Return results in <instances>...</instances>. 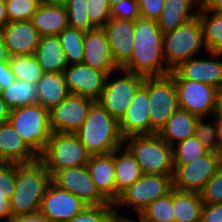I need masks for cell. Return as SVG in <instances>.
<instances>
[{
  "mask_svg": "<svg viewBox=\"0 0 222 222\" xmlns=\"http://www.w3.org/2000/svg\"><path fill=\"white\" fill-rule=\"evenodd\" d=\"M162 37L155 20L135 19L132 57L122 69L144 77L168 75L171 70L163 54Z\"/></svg>",
  "mask_w": 222,
  "mask_h": 222,
  "instance_id": "obj_1",
  "label": "cell"
},
{
  "mask_svg": "<svg viewBox=\"0 0 222 222\" xmlns=\"http://www.w3.org/2000/svg\"><path fill=\"white\" fill-rule=\"evenodd\" d=\"M51 182L50 173L39 160L15 163V190L9 202L11 216L40 212L42 198Z\"/></svg>",
  "mask_w": 222,
  "mask_h": 222,
  "instance_id": "obj_2",
  "label": "cell"
},
{
  "mask_svg": "<svg viewBox=\"0 0 222 222\" xmlns=\"http://www.w3.org/2000/svg\"><path fill=\"white\" fill-rule=\"evenodd\" d=\"M74 134L91 156L112 153L124 145L119 121L98 101L92 104L83 125Z\"/></svg>",
  "mask_w": 222,
  "mask_h": 222,
  "instance_id": "obj_3",
  "label": "cell"
},
{
  "mask_svg": "<svg viewBox=\"0 0 222 222\" xmlns=\"http://www.w3.org/2000/svg\"><path fill=\"white\" fill-rule=\"evenodd\" d=\"M124 146L133 154L143 174L174 175L173 147L158 133L129 136L124 139Z\"/></svg>",
  "mask_w": 222,
  "mask_h": 222,
  "instance_id": "obj_4",
  "label": "cell"
},
{
  "mask_svg": "<svg viewBox=\"0 0 222 222\" xmlns=\"http://www.w3.org/2000/svg\"><path fill=\"white\" fill-rule=\"evenodd\" d=\"M90 156L74 133L52 132L38 160L53 177L60 170L87 165Z\"/></svg>",
  "mask_w": 222,
  "mask_h": 222,
  "instance_id": "obj_5",
  "label": "cell"
},
{
  "mask_svg": "<svg viewBox=\"0 0 222 222\" xmlns=\"http://www.w3.org/2000/svg\"><path fill=\"white\" fill-rule=\"evenodd\" d=\"M162 46L166 64L171 71L182 62L196 57L201 49L206 51L198 15L175 30L164 33Z\"/></svg>",
  "mask_w": 222,
  "mask_h": 222,
  "instance_id": "obj_6",
  "label": "cell"
},
{
  "mask_svg": "<svg viewBox=\"0 0 222 222\" xmlns=\"http://www.w3.org/2000/svg\"><path fill=\"white\" fill-rule=\"evenodd\" d=\"M8 120L27 145L39 155L52 134L49 111L36 103L12 109Z\"/></svg>",
  "mask_w": 222,
  "mask_h": 222,
  "instance_id": "obj_7",
  "label": "cell"
},
{
  "mask_svg": "<svg viewBox=\"0 0 222 222\" xmlns=\"http://www.w3.org/2000/svg\"><path fill=\"white\" fill-rule=\"evenodd\" d=\"M173 176L143 174L133 185L123 191L114 202L118 219H129L120 215L119 208L128 207L139 214L152 202L173 189ZM130 206V207H129Z\"/></svg>",
  "mask_w": 222,
  "mask_h": 222,
  "instance_id": "obj_8",
  "label": "cell"
},
{
  "mask_svg": "<svg viewBox=\"0 0 222 222\" xmlns=\"http://www.w3.org/2000/svg\"><path fill=\"white\" fill-rule=\"evenodd\" d=\"M120 75L106 77L104 89L98 102L118 121L125 115L138 88L145 77L139 74L119 69ZM112 77V78H111ZM111 78V79H110Z\"/></svg>",
  "mask_w": 222,
  "mask_h": 222,
  "instance_id": "obj_9",
  "label": "cell"
},
{
  "mask_svg": "<svg viewBox=\"0 0 222 222\" xmlns=\"http://www.w3.org/2000/svg\"><path fill=\"white\" fill-rule=\"evenodd\" d=\"M147 91L151 134H153L158 133L170 116L179 108L177 89L173 77L168 74L147 77Z\"/></svg>",
  "mask_w": 222,
  "mask_h": 222,
  "instance_id": "obj_10",
  "label": "cell"
},
{
  "mask_svg": "<svg viewBox=\"0 0 222 222\" xmlns=\"http://www.w3.org/2000/svg\"><path fill=\"white\" fill-rule=\"evenodd\" d=\"M222 164V153L209 151L190 163H174L173 189L200 193Z\"/></svg>",
  "mask_w": 222,
  "mask_h": 222,
  "instance_id": "obj_11",
  "label": "cell"
},
{
  "mask_svg": "<svg viewBox=\"0 0 222 222\" xmlns=\"http://www.w3.org/2000/svg\"><path fill=\"white\" fill-rule=\"evenodd\" d=\"M178 97V107L199 118L215 113L216 89L214 86L186 79H173Z\"/></svg>",
  "mask_w": 222,
  "mask_h": 222,
  "instance_id": "obj_12",
  "label": "cell"
},
{
  "mask_svg": "<svg viewBox=\"0 0 222 222\" xmlns=\"http://www.w3.org/2000/svg\"><path fill=\"white\" fill-rule=\"evenodd\" d=\"M52 182L59 188L76 195L87 206L114 204L98 191L86 165L60 170L52 177Z\"/></svg>",
  "mask_w": 222,
  "mask_h": 222,
  "instance_id": "obj_13",
  "label": "cell"
},
{
  "mask_svg": "<svg viewBox=\"0 0 222 222\" xmlns=\"http://www.w3.org/2000/svg\"><path fill=\"white\" fill-rule=\"evenodd\" d=\"M95 101L70 93L58 106L49 111L52 132L75 133L86 120Z\"/></svg>",
  "mask_w": 222,
  "mask_h": 222,
  "instance_id": "obj_14",
  "label": "cell"
},
{
  "mask_svg": "<svg viewBox=\"0 0 222 222\" xmlns=\"http://www.w3.org/2000/svg\"><path fill=\"white\" fill-rule=\"evenodd\" d=\"M209 59L192 57L179 66H177L169 74L173 79H186L191 81L203 82L220 88L222 86V53L205 52Z\"/></svg>",
  "mask_w": 222,
  "mask_h": 222,
  "instance_id": "obj_15",
  "label": "cell"
},
{
  "mask_svg": "<svg viewBox=\"0 0 222 222\" xmlns=\"http://www.w3.org/2000/svg\"><path fill=\"white\" fill-rule=\"evenodd\" d=\"M86 206L76 195L51 182L42 198L40 213L49 222H67Z\"/></svg>",
  "mask_w": 222,
  "mask_h": 222,
  "instance_id": "obj_16",
  "label": "cell"
},
{
  "mask_svg": "<svg viewBox=\"0 0 222 222\" xmlns=\"http://www.w3.org/2000/svg\"><path fill=\"white\" fill-rule=\"evenodd\" d=\"M69 93L98 101L104 89L107 75L84 63L68 65L63 71Z\"/></svg>",
  "mask_w": 222,
  "mask_h": 222,
  "instance_id": "obj_17",
  "label": "cell"
},
{
  "mask_svg": "<svg viewBox=\"0 0 222 222\" xmlns=\"http://www.w3.org/2000/svg\"><path fill=\"white\" fill-rule=\"evenodd\" d=\"M107 35L114 64L123 68L131 59L134 46V21L110 18L102 27Z\"/></svg>",
  "mask_w": 222,
  "mask_h": 222,
  "instance_id": "obj_18",
  "label": "cell"
},
{
  "mask_svg": "<svg viewBox=\"0 0 222 222\" xmlns=\"http://www.w3.org/2000/svg\"><path fill=\"white\" fill-rule=\"evenodd\" d=\"M119 127L124 139L132 135L151 134L147 77L136 91L125 115L119 121Z\"/></svg>",
  "mask_w": 222,
  "mask_h": 222,
  "instance_id": "obj_19",
  "label": "cell"
},
{
  "mask_svg": "<svg viewBox=\"0 0 222 222\" xmlns=\"http://www.w3.org/2000/svg\"><path fill=\"white\" fill-rule=\"evenodd\" d=\"M83 63L106 75L119 72L113 62L107 35L102 27H96L85 32Z\"/></svg>",
  "mask_w": 222,
  "mask_h": 222,
  "instance_id": "obj_20",
  "label": "cell"
},
{
  "mask_svg": "<svg viewBox=\"0 0 222 222\" xmlns=\"http://www.w3.org/2000/svg\"><path fill=\"white\" fill-rule=\"evenodd\" d=\"M1 35L10 56L33 55L41 37L30 20L9 22Z\"/></svg>",
  "mask_w": 222,
  "mask_h": 222,
  "instance_id": "obj_21",
  "label": "cell"
},
{
  "mask_svg": "<svg viewBox=\"0 0 222 222\" xmlns=\"http://www.w3.org/2000/svg\"><path fill=\"white\" fill-rule=\"evenodd\" d=\"M36 160L38 155L27 145L10 121L0 124V161L21 164Z\"/></svg>",
  "mask_w": 222,
  "mask_h": 222,
  "instance_id": "obj_22",
  "label": "cell"
},
{
  "mask_svg": "<svg viewBox=\"0 0 222 222\" xmlns=\"http://www.w3.org/2000/svg\"><path fill=\"white\" fill-rule=\"evenodd\" d=\"M87 169L98 191L111 203L116 201L114 151L104 155H92Z\"/></svg>",
  "mask_w": 222,
  "mask_h": 222,
  "instance_id": "obj_23",
  "label": "cell"
},
{
  "mask_svg": "<svg viewBox=\"0 0 222 222\" xmlns=\"http://www.w3.org/2000/svg\"><path fill=\"white\" fill-rule=\"evenodd\" d=\"M200 5L201 0H165L162 13L156 21L160 32L164 34L173 31L193 19Z\"/></svg>",
  "mask_w": 222,
  "mask_h": 222,
  "instance_id": "obj_24",
  "label": "cell"
},
{
  "mask_svg": "<svg viewBox=\"0 0 222 222\" xmlns=\"http://www.w3.org/2000/svg\"><path fill=\"white\" fill-rule=\"evenodd\" d=\"M114 166L117 200L123 191L143 175V172L139 163L126 146L125 148L121 146L114 150Z\"/></svg>",
  "mask_w": 222,
  "mask_h": 222,
  "instance_id": "obj_25",
  "label": "cell"
},
{
  "mask_svg": "<svg viewBox=\"0 0 222 222\" xmlns=\"http://www.w3.org/2000/svg\"><path fill=\"white\" fill-rule=\"evenodd\" d=\"M30 21L40 36L59 35L69 27L66 7L39 4Z\"/></svg>",
  "mask_w": 222,
  "mask_h": 222,
  "instance_id": "obj_26",
  "label": "cell"
},
{
  "mask_svg": "<svg viewBox=\"0 0 222 222\" xmlns=\"http://www.w3.org/2000/svg\"><path fill=\"white\" fill-rule=\"evenodd\" d=\"M34 56L44 72H63L68 66L58 35L41 36Z\"/></svg>",
  "mask_w": 222,
  "mask_h": 222,
  "instance_id": "obj_27",
  "label": "cell"
},
{
  "mask_svg": "<svg viewBox=\"0 0 222 222\" xmlns=\"http://www.w3.org/2000/svg\"><path fill=\"white\" fill-rule=\"evenodd\" d=\"M198 118L199 117L192 115L188 111L178 108L170 116L158 134L171 147H173L177 143L194 136Z\"/></svg>",
  "mask_w": 222,
  "mask_h": 222,
  "instance_id": "obj_28",
  "label": "cell"
},
{
  "mask_svg": "<svg viewBox=\"0 0 222 222\" xmlns=\"http://www.w3.org/2000/svg\"><path fill=\"white\" fill-rule=\"evenodd\" d=\"M38 103L50 111L58 106L70 93L63 72H44L36 84Z\"/></svg>",
  "mask_w": 222,
  "mask_h": 222,
  "instance_id": "obj_29",
  "label": "cell"
},
{
  "mask_svg": "<svg viewBox=\"0 0 222 222\" xmlns=\"http://www.w3.org/2000/svg\"><path fill=\"white\" fill-rule=\"evenodd\" d=\"M197 15L206 52L222 53V13L206 10L200 5Z\"/></svg>",
  "mask_w": 222,
  "mask_h": 222,
  "instance_id": "obj_30",
  "label": "cell"
},
{
  "mask_svg": "<svg viewBox=\"0 0 222 222\" xmlns=\"http://www.w3.org/2000/svg\"><path fill=\"white\" fill-rule=\"evenodd\" d=\"M203 205L200 193L173 189L175 222H200Z\"/></svg>",
  "mask_w": 222,
  "mask_h": 222,
  "instance_id": "obj_31",
  "label": "cell"
},
{
  "mask_svg": "<svg viewBox=\"0 0 222 222\" xmlns=\"http://www.w3.org/2000/svg\"><path fill=\"white\" fill-rule=\"evenodd\" d=\"M0 95L11 110L38 103L36 84L28 81L15 80Z\"/></svg>",
  "mask_w": 222,
  "mask_h": 222,
  "instance_id": "obj_32",
  "label": "cell"
},
{
  "mask_svg": "<svg viewBox=\"0 0 222 222\" xmlns=\"http://www.w3.org/2000/svg\"><path fill=\"white\" fill-rule=\"evenodd\" d=\"M15 190V163L0 161V222L11 217L10 200Z\"/></svg>",
  "mask_w": 222,
  "mask_h": 222,
  "instance_id": "obj_33",
  "label": "cell"
},
{
  "mask_svg": "<svg viewBox=\"0 0 222 222\" xmlns=\"http://www.w3.org/2000/svg\"><path fill=\"white\" fill-rule=\"evenodd\" d=\"M9 64L16 80L37 84L44 73L34 54L10 56Z\"/></svg>",
  "mask_w": 222,
  "mask_h": 222,
  "instance_id": "obj_34",
  "label": "cell"
},
{
  "mask_svg": "<svg viewBox=\"0 0 222 222\" xmlns=\"http://www.w3.org/2000/svg\"><path fill=\"white\" fill-rule=\"evenodd\" d=\"M85 32L71 27L65 28L58 36L68 65L83 63Z\"/></svg>",
  "mask_w": 222,
  "mask_h": 222,
  "instance_id": "obj_35",
  "label": "cell"
},
{
  "mask_svg": "<svg viewBox=\"0 0 222 222\" xmlns=\"http://www.w3.org/2000/svg\"><path fill=\"white\" fill-rule=\"evenodd\" d=\"M141 222H175L173 214V189L149 204L138 216Z\"/></svg>",
  "mask_w": 222,
  "mask_h": 222,
  "instance_id": "obj_36",
  "label": "cell"
},
{
  "mask_svg": "<svg viewBox=\"0 0 222 222\" xmlns=\"http://www.w3.org/2000/svg\"><path fill=\"white\" fill-rule=\"evenodd\" d=\"M204 120V117L198 118L194 135L209 151L222 153V140L217 118L215 124L210 121L205 123Z\"/></svg>",
  "mask_w": 222,
  "mask_h": 222,
  "instance_id": "obj_37",
  "label": "cell"
},
{
  "mask_svg": "<svg viewBox=\"0 0 222 222\" xmlns=\"http://www.w3.org/2000/svg\"><path fill=\"white\" fill-rule=\"evenodd\" d=\"M209 150L194 135L173 146V163H190Z\"/></svg>",
  "mask_w": 222,
  "mask_h": 222,
  "instance_id": "obj_38",
  "label": "cell"
},
{
  "mask_svg": "<svg viewBox=\"0 0 222 222\" xmlns=\"http://www.w3.org/2000/svg\"><path fill=\"white\" fill-rule=\"evenodd\" d=\"M118 220L114 204L86 206L67 222H116Z\"/></svg>",
  "mask_w": 222,
  "mask_h": 222,
  "instance_id": "obj_39",
  "label": "cell"
},
{
  "mask_svg": "<svg viewBox=\"0 0 222 222\" xmlns=\"http://www.w3.org/2000/svg\"><path fill=\"white\" fill-rule=\"evenodd\" d=\"M88 0H68L66 11L68 13L69 27L84 32L96 28L90 21L87 13Z\"/></svg>",
  "mask_w": 222,
  "mask_h": 222,
  "instance_id": "obj_40",
  "label": "cell"
},
{
  "mask_svg": "<svg viewBox=\"0 0 222 222\" xmlns=\"http://www.w3.org/2000/svg\"><path fill=\"white\" fill-rule=\"evenodd\" d=\"M9 22L29 21L35 14L40 0H5Z\"/></svg>",
  "mask_w": 222,
  "mask_h": 222,
  "instance_id": "obj_41",
  "label": "cell"
},
{
  "mask_svg": "<svg viewBox=\"0 0 222 222\" xmlns=\"http://www.w3.org/2000/svg\"><path fill=\"white\" fill-rule=\"evenodd\" d=\"M204 204L222 203V164L200 192Z\"/></svg>",
  "mask_w": 222,
  "mask_h": 222,
  "instance_id": "obj_42",
  "label": "cell"
},
{
  "mask_svg": "<svg viewBox=\"0 0 222 222\" xmlns=\"http://www.w3.org/2000/svg\"><path fill=\"white\" fill-rule=\"evenodd\" d=\"M87 13L95 27H103L111 18V6L108 0H88Z\"/></svg>",
  "mask_w": 222,
  "mask_h": 222,
  "instance_id": "obj_43",
  "label": "cell"
},
{
  "mask_svg": "<svg viewBox=\"0 0 222 222\" xmlns=\"http://www.w3.org/2000/svg\"><path fill=\"white\" fill-rule=\"evenodd\" d=\"M140 17L138 0H119L111 7V18L135 20Z\"/></svg>",
  "mask_w": 222,
  "mask_h": 222,
  "instance_id": "obj_44",
  "label": "cell"
},
{
  "mask_svg": "<svg viewBox=\"0 0 222 222\" xmlns=\"http://www.w3.org/2000/svg\"><path fill=\"white\" fill-rule=\"evenodd\" d=\"M165 0H138L140 17L157 21Z\"/></svg>",
  "mask_w": 222,
  "mask_h": 222,
  "instance_id": "obj_45",
  "label": "cell"
},
{
  "mask_svg": "<svg viewBox=\"0 0 222 222\" xmlns=\"http://www.w3.org/2000/svg\"><path fill=\"white\" fill-rule=\"evenodd\" d=\"M200 222H222V203L204 204Z\"/></svg>",
  "mask_w": 222,
  "mask_h": 222,
  "instance_id": "obj_46",
  "label": "cell"
},
{
  "mask_svg": "<svg viewBox=\"0 0 222 222\" xmlns=\"http://www.w3.org/2000/svg\"><path fill=\"white\" fill-rule=\"evenodd\" d=\"M15 80L9 62L0 63V92L8 88Z\"/></svg>",
  "mask_w": 222,
  "mask_h": 222,
  "instance_id": "obj_47",
  "label": "cell"
},
{
  "mask_svg": "<svg viewBox=\"0 0 222 222\" xmlns=\"http://www.w3.org/2000/svg\"><path fill=\"white\" fill-rule=\"evenodd\" d=\"M6 222H49L40 212L21 215L11 216Z\"/></svg>",
  "mask_w": 222,
  "mask_h": 222,
  "instance_id": "obj_48",
  "label": "cell"
},
{
  "mask_svg": "<svg viewBox=\"0 0 222 222\" xmlns=\"http://www.w3.org/2000/svg\"><path fill=\"white\" fill-rule=\"evenodd\" d=\"M201 6L206 10L222 13V0H201Z\"/></svg>",
  "mask_w": 222,
  "mask_h": 222,
  "instance_id": "obj_49",
  "label": "cell"
},
{
  "mask_svg": "<svg viewBox=\"0 0 222 222\" xmlns=\"http://www.w3.org/2000/svg\"><path fill=\"white\" fill-rule=\"evenodd\" d=\"M9 23L7 13H6V2L5 0H0V32Z\"/></svg>",
  "mask_w": 222,
  "mask_h": 222,
  "instance_id": "obj_50",
  "label": "cell"
},
{
  "mask_svg": "<svg viewBox=\"0 0 222 222\" xmlns=\"http://www.w3.org/2000/svg\"><path fill=\"white\" fill-rule=\"evenodd\" d=\"M215 117H222V86L216 89Z\"/></svg>",
  "mask_w": 222,
  "mask_h": 222,
  "instance_id": "obj_51",
  "label": "cell"
},
{
  "mask_svg": "<svg viewBox=\"0 0 222 222\" xmlns=\"http://www.w3.org/2000/svg\"><path fill=\"white\" fill-rule=\"evenodd\" d=\"M11 109L8 105L4 102L0 95V124L5 121H8Z\"/></svg>",
  "mask_w": 222,
  "mask_h": 222,
  "instance_id": "obj_52",
  "label": "cell"
},
{
  "mask_svg": "<svg viewBox=\"0 0 222 222\" xmlns=\"http://www.w3.org/2000/svg\"><path fill=\"white\" fill-rule=\"evenodd\" d=\"M10 54L4 44L1 32H0V63L9 62Z\"/></svg>",
  "mask_w": 222,
  "mask_h": 222,
  "instance_id": "obj_53",
  "label": "cell"
},
{
  "mask_svg": "<svg viewBox=\"0 0 222 222\" xmlns=\"http://www.w3.org/2000/svg\"><path fill=\"white\" fill-rule=\"evenodd\" d=\"M68 0H40V4L47 6L65 7Z\"/></svg>",
  "mask_w": 222,
  "mask_h": 222,
  "instance_id": "obj_54",
  "label": "cell"
},
{
  "mask_svg": "<svg viewBox=\"0 0 222 222\" xmlns=\"http://www.w3.org/2000/svg\"><path fill=\"white\" fill-rule=\"evenodd\" d=\"M217 118L218 124H219V129H220V136L222 140V117H215Z\"/></svg>",
  "mask_w": 222,
  "mask_h": 222,
  "instance_id": "obj_55",
  "label": "cell"
},
{
  "mask_svg": "<svg viewBox=\"0 0 222 222\" xmlns=\"http://www.w3.org/2000/svg\"><path fill=\"white\" fill-rule=\"evenodd\" d=\"M119 0H108L110 6L112 7Z\"/></svg>",
  "mask_w": 222,
  "mask_h": 222,
  "instance_id": "obj_56",
  "label": "cell"
},
{
  "mask_svg": "<svg viewBox=\"0 0 222 222\" xmlns=\"http://www.w3.org/2000/svg\"><path fill=\"white\" fill-rule=\"evenodd\" d=\"M116 222H131L129 219H118Z\"/></svg>",
  "mask_w": 222,
  "mask_h": 222,
  "instance_id": "obj_57",
  "label": "cell"
},
{
  "mask_svg": "<svg viewBox=\"0 0 222 222\" xmlns=\"http://www.w3.org/2000/svg\"><path fill=\"white\" fill-rule=\"evenodd\" d=\"M129 220H130L131 222H141L139 219L134 220V219H132V218H129Z\"/></svg>",
  "mask_w": 222,
  "mask_h": 222,
  "instance_id": "obj_58",
  "label": "cell"
}]
</instances>
